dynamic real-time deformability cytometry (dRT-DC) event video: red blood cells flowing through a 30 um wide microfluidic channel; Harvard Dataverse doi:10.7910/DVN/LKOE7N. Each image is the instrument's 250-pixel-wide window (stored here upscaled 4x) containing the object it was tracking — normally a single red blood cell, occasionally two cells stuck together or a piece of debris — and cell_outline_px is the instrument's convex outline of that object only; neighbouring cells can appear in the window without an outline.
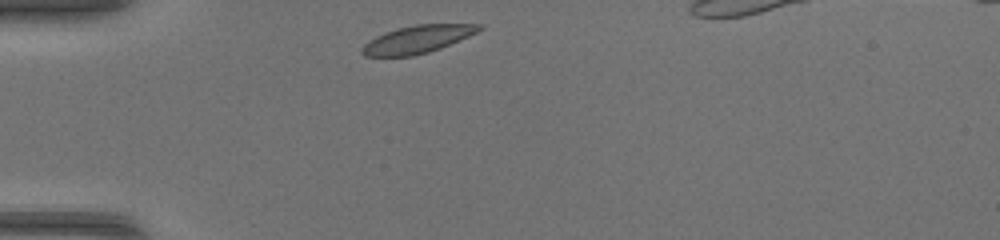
{"species": "common noctule bat (a hibernating species)", "species_latin": "Nyctalus noctula", "temperature_condition": "warm", "stored_images_in_passage": 28, "camera_frame_rate_fps": 3000, "um_per_image_px": 0.085, "animal": {"sex": "female", "body_mass_g": 17.0, "forearm_length_mm": 48.0}, "frame": {"image": 1, "passage_image": 1, "time_ms": 0.0, "image_size_px": [1000, 240], "cell_outline_px": [[484, 28], [468, 36], [440, 48], [428, 52], [412, 56], [364, 56], [360, 52], [360, 48], [368, 40], [384, 32], [396, 28], [416, 24], [484, 24]], "centroid_in_image_um": [35.44, 3.33], "position_along_channel_um": 49.6, "area_um2": 18.9}}
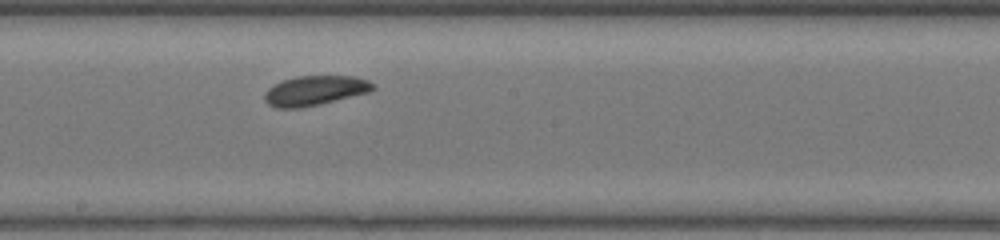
{"frame": {"image": 2, "passage_image": 14, "time_ms": 4.333, "image_size_px": [1000, 240], "cell_outline_px": [[376, 88], [368, 92], [300, 108], [276, 108], [268, 104], [264, 100], [264, 92], [268, 88], [284, 80], [296, 76], [356, 76], [368, 80]], "centroid_in_image_um": [26.73, 7.69], "position_along_channel_um": 221.5, "area_um2": 18.5}}
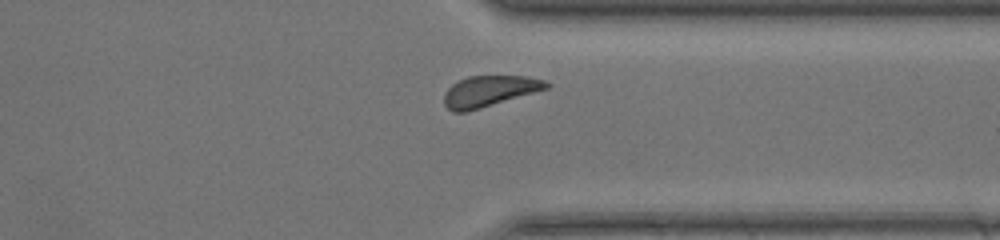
{"frame": {"image": 3, "passage_image": 24, "time_ms": 7.667, "image_size_px": [1000, 240], "cell_outline_px": [[552, 84], [548, 88], [464, 112], [452, 112], [444, 104], [444, 92], [452, 84], [468, 76], [524, 76], [548, 80]], "centroid_in_image_um": [41.59, 7.73], "position_along_channel_um": 369.8, "area_um2": 18.15}}